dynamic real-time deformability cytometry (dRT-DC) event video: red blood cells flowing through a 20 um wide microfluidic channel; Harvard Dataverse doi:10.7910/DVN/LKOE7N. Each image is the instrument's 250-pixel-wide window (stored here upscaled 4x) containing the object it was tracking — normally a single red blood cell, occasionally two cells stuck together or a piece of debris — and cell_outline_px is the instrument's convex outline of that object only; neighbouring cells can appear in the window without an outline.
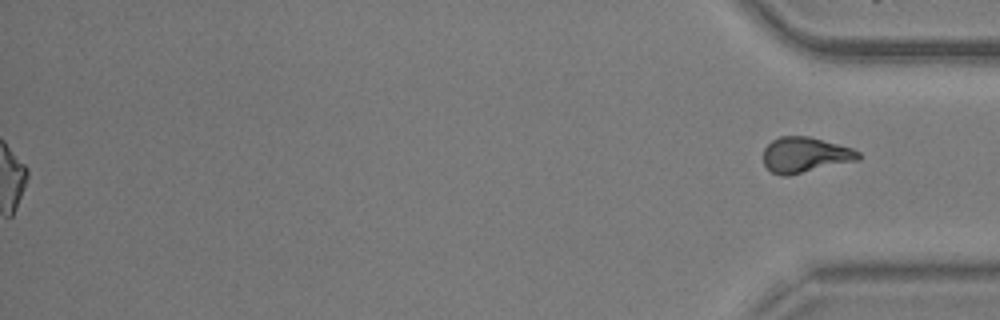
{"species": "common noctule bat (a hibernating species)", "species_latin": "Nyctalus noctula", "temperature_condition": "warm", "stored_images_in_passage": 40, "segment_of_instrument_passage": [2, 2], "camera_frame_rate_fps": 3000, "um_per_image_px": 0.085, "animal": {"sex": "male", "body_mass_g": 20.5, "forearm_length_mm": 52.5}, "frame": {"image": 1, "passage_image": 40, "time_ms": 13.0, "image_size_px": [1000, 320], "cell_outline_px": [[860, 160], [788, 176], [780, 176], [772, 172], [764, 164], [764, 148], [772, 140], [780, 136], [808, 136], [852, 148], [860, 152]], "centroid_in_image_um": [68.44, 13.17], "position_along_channel_um": 366.8, "area_um2": 19.71}}